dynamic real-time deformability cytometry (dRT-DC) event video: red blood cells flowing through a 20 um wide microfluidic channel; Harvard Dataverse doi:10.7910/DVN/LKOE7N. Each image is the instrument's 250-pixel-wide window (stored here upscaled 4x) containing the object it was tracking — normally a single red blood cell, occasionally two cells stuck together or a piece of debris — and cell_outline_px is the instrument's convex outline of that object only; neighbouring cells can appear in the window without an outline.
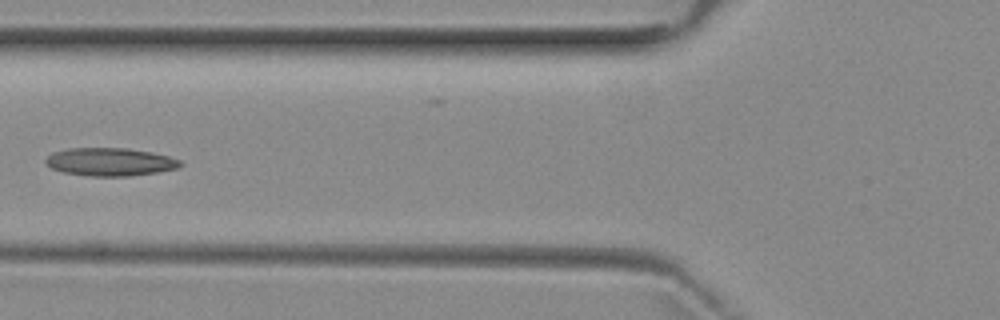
{"species": "common noctule bat (a hibernating species)", "species_latin": "Nyctalus noctula", "temperature_condition": "room temperature", "stored_images_in_passage": 6, "camera_frame_rate_fps": 3000, "um_per_image_px": 0.085, "animal": {"sex": "female", "body_mass_g": 29.2, "forearm_length_mm": 56.3}, "frame": {"image": 1, "passage_image": 5, "time_ms": 5.333, "image_size_px": [1000, 320], "cell_outline_px": [[184, 164], [180, 168], [156, 172], [128, 176], [88, 176], [64, 172], [52, 168], [44, 164], [44, 160], [52, 152], [68, 148], [128, 148], [152, 152], [168, 156], [180, 160]], "centroid_in_image_um": [9.36, 13.75], "position_along_channel_um": 116.4, "area_um2": 22.14}}